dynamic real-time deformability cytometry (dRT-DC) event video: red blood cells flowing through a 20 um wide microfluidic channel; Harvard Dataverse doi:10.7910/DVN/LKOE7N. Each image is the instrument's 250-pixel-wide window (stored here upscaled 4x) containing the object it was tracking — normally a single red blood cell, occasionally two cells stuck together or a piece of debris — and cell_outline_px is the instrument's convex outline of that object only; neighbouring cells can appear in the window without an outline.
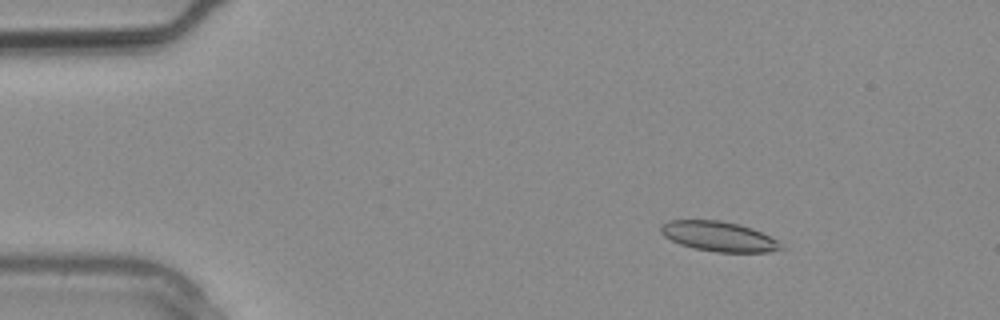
{"species": "common noctule bat (a hibernating species)", "species_latin": "Nyctalus noctula", "temperature_condition": "warm", "stored_images_in_passage": 3, "camera_frame_rate_fps": 3000, "um_per_image_px": 0.085, "animal": {"sex": "male", "body_mass_g": 20.4}, "frame": {"image": 1, "passage_image": 2, "time_ms": 0.333, "image_size_px": [1000, 320], "cell_outline_px": [[784, 248], [768, 252], [716, 252], [692, 248], [680, 244], [664, 236], [660, 232], [660, 224], [668, 220], [720, 220], [740, 224], [752, 228], [776, 240]], "centroid_in_image_um": [61.04, 20.09], "position_along_channel_um": 24.0, "area_um2": 20.92}}